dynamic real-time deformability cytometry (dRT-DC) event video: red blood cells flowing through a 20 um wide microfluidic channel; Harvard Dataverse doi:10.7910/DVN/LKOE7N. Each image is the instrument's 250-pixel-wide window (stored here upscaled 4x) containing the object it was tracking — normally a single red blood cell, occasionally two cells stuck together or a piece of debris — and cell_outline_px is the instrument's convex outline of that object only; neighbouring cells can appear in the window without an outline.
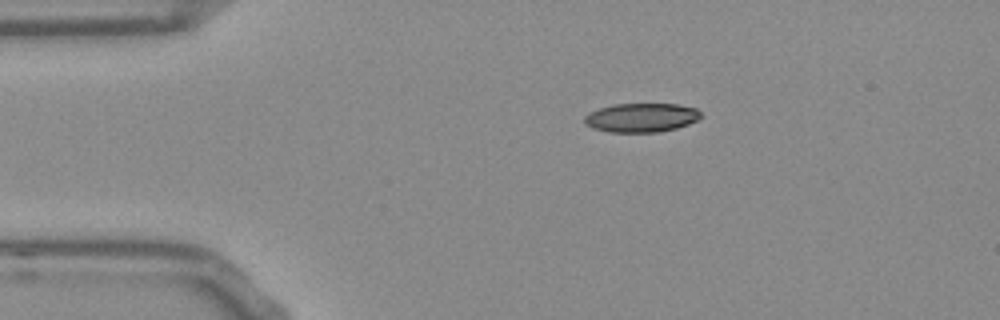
{"species": "Egyptian fruit bat (a non-hibernating species)", "species_latin": "Rousettus aegyptiacus", "temperature_condition": "room temperature", "stored_images_in_passage": 44, "camera_frame_rate_fps": 3000, "um_per_image_px": 0.085, "frame": {"image": 1, "passage_image": 1, "time_ms": 0.0, "image_size_px": [1000, 320], "cell_outline_px": [[704, 116], [688, 124], [676, 128], [660, 132], [608, 132], [592, 128], [584, 124], [584, 116], [588, 112], [612, 104], [680, 104], [696, 108]], "centroid_in_image_um": [54.5, 9.99], "position_along_channel_um": 30.5, "area_um2": 19.88}}
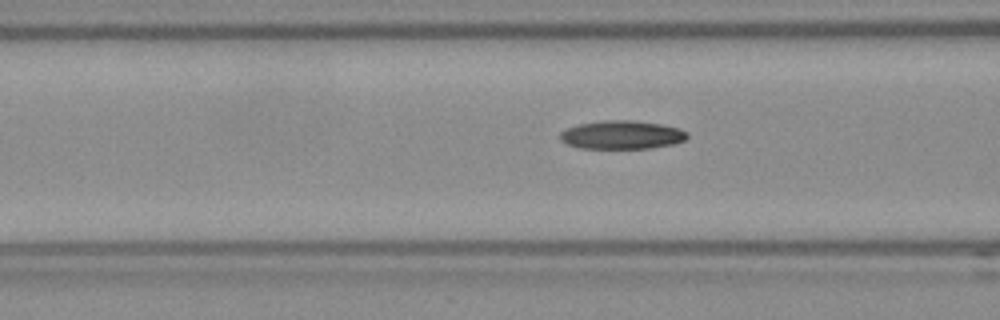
{"frame": {"image": 2, "passage_image": 11, "time_ms": 3.333, "image_size_px": [1000, 320], "cell_outline_px": [[688, 136], [684, 140], [672, 144], [648, 148], [580, 148], [568, 144], [560, 140], [560, 132], [568, 128], [580, 124], [604, 120], [632, 120], [660, 124], [680, 128], [688, 132]], "centroid_in_image_um": [52.86, 11.46], "position_along_channel_um": 113.7, "area_um2": 20.92}}
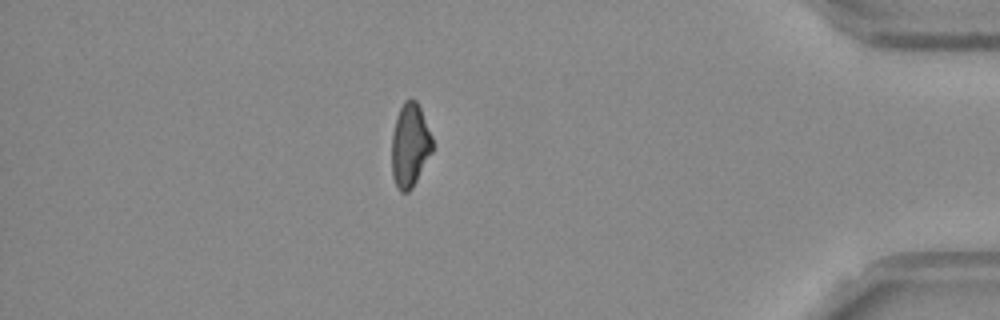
{"frame": {"image": 3, "passage_image": 37, "time_ms": 12.0, "image_size_px": [1000, 320], "cell_outline_px": [[432, 152], [412, 188], [408, 192], [400, 192], [392, 176], [392, 136], [396, 116], [404, 100], [416, 100], [420, 108], [432, 136]], "centroid_in_image_um": [34.84, 12.35], "position_along_channel_um": 400.4, "area_um2": 19.65}}